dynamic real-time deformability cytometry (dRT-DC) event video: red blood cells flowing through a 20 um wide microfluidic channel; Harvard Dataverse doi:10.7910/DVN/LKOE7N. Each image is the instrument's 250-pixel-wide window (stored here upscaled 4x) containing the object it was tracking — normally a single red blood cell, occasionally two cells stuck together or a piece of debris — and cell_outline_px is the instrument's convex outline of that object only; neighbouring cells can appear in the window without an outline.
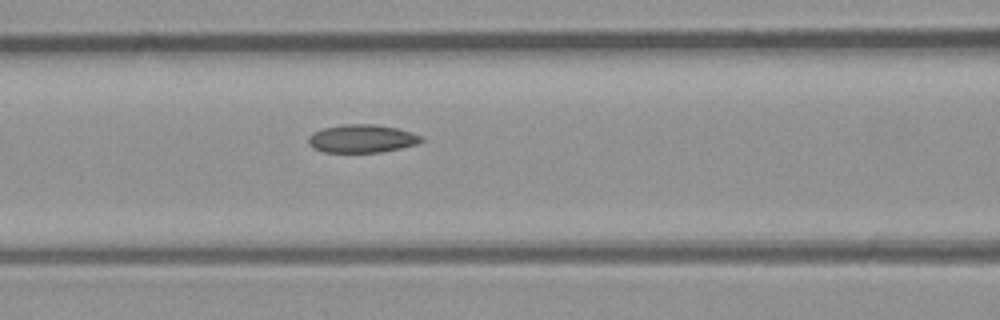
{"species": "common noctule bat (a hibernating species)", "species_latin": "Nyctalus noctula", "temperature_condition": "room temperature", "stored_images_in_passage": 5, "camera_frame_rate_fps": 3000, "um_per_image_px": 0.085, "animal": {"sex": "male", "body_mass_g": 23.1, "forearm_length_mm": 52.7}, "frame": {"image": 1, "passage_image": 5, "time_ms": 5.667, "image_size_px": [1000, 320], "cell_outline_px": [[424, 140], [420, 144], [380, 152], [324, 152], [312, 148], [308, 144], [308, 136], [312, 132], [324, 128], [344, 124], [376, 124], [396, 128], [424, 136]], "centroid_in_image_um": [30.77, 11.78], "position_along_channel_um": 135.8, "area_um2": 18.67}}